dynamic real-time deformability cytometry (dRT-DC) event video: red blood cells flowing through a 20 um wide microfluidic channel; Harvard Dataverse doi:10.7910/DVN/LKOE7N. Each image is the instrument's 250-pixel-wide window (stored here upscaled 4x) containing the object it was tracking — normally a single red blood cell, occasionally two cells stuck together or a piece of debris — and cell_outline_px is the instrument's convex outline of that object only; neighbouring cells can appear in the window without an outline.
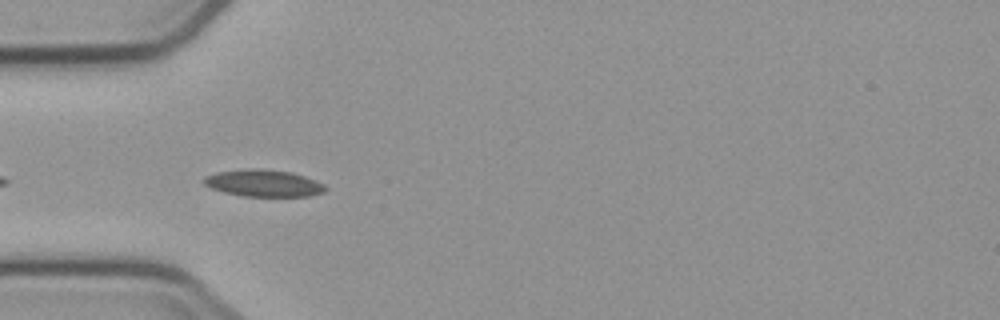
{"species": "common noctule bat (a hibernating species)", "species_latin": "Nyctalus noctula", "temperature_condition": "cold", "stored_images_in_passage": 7, "camera_frame_rate_fps": 3000, "um_per_image_px": 0.085, "animal": {"sex": "male", "body_mass_g": 23.1, "forearm_length_mm": 52.7}, "frame": {"image": 1, "passage_image": 6, "time_ms": 5.667, "image_size_px": [1000, 320], "cell_outline_px": [[328, 188], [324, 192], [308, 196], [244, 196], [224, 192], [212, 188], [204, 184], [200, 180], [204, 176], [216, 172], [252, 168], [260, 168], [292, 172], [304, 176], [324, 184]], "centroid_in_image_um": [22.38, 15.56], "position_along_channel_um": 62.6, "area_um2": 19.13}}
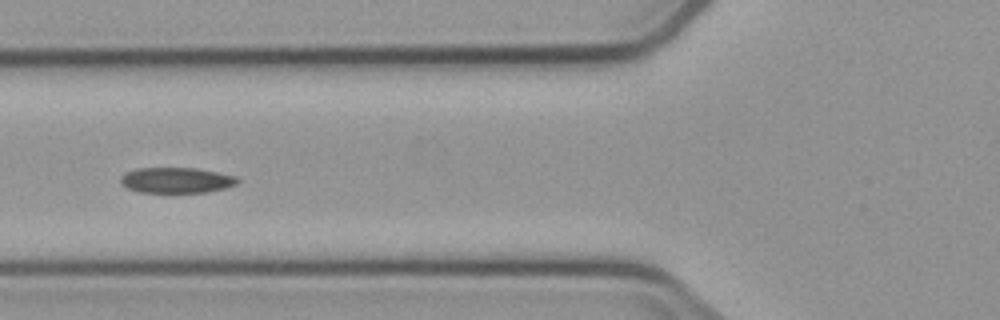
{"frame": {"image": 2, "passage_image": 7, "time_ms": 7.0, "image_size_px": [1000, 320], "cell_outline_px": [[240, 180], [236, 184], [224, 188], [208, 192], [140, 192], [128, 188], [120, 184], [120, 176], [136, 168], [196, 168], [236, 176]], "centroid_in_image_um": [14.98, 15.32], "position_along_channel_um": 110.8, "area_um2": 17.34}}